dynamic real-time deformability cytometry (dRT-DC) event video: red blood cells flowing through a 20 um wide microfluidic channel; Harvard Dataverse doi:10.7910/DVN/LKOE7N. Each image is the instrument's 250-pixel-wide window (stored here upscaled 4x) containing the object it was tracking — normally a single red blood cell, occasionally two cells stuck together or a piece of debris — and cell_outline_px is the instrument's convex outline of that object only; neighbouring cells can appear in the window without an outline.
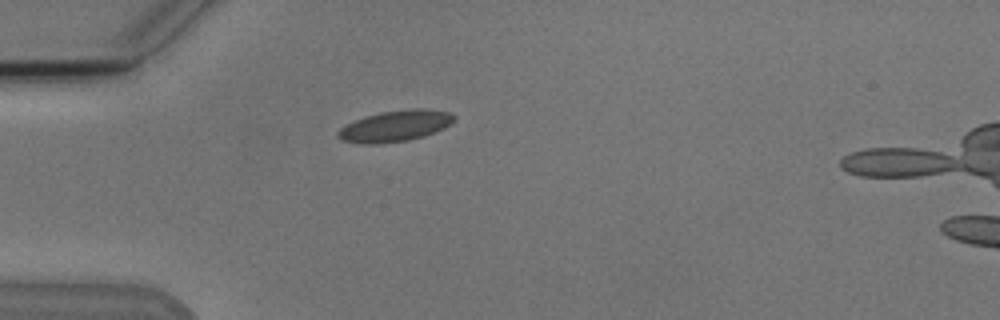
{"species": "Egyptian fruit bat (a non-hibernating species)", "species_latin": "Rousettus aegyptiacus", "temperature_condition": "cold", "stored_images_in_passage": 2, "camera_frame_rate_fps": 3000, "um_per_image_px": 0.085, "animal": {"sex": "male"}, "frame": {"image": 1, "passage_image": 1, "time_ms": 0.0, "image_size_px": [1000, 320], "cell_outline_px": [[456, 120], [452, 124], [444, 128], [424, 136], [408, 140], [380, 144], [364, 144], [340, 140], [336, 136], [336, 132], [340, 128], [364, 116], [380, 112], [412, 108], [424, 108], [452, 112], [456, 116]], "centroid_in_image_um": [33.62, 10.7], "position_along_channel_um": 51.4, "area_um2": 21.39}}